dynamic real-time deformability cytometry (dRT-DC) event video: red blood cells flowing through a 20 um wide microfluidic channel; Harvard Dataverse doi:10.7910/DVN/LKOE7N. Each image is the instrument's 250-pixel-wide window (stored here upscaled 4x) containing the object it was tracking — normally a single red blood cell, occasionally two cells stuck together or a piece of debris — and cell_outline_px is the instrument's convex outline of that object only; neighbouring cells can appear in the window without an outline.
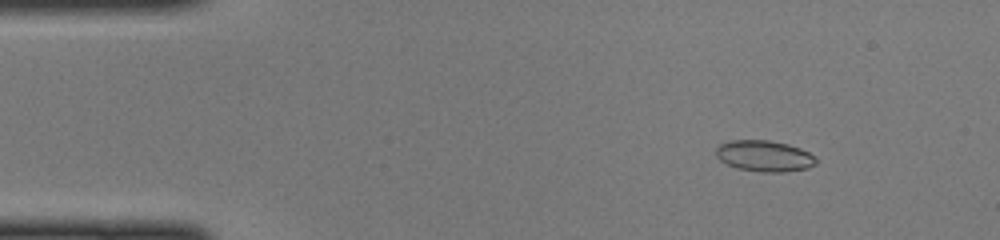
{"species": "common noctule bat (a hibernating species)", "species_latin": "Nyctalus noctula", "temperature_condition": "cold", "stored_images_in_passage": 47, "camera_frame_rate_fps": 3000, "um_per_image_px": 0.085, "animal": {"sex": "female", "body_mass_g": 22.0, "forearm_length_mm": 56.7}, "frame": {"image": 1, "passage_image": 6, "time_ms": 1.667, "image_size_px": [1000, 240], "cell_outline_px": [[816, 164], [808, 168], [784, 172], [764, 172], [736, 168], [720, 160], [716, 156], [716, 148], [720, 144], [728, 140], [768, 140], [788, 144], [800, 148], [808, 152], [816, 160]], "centroid_in_image_um": [64.95, 13.25], "position_along_channel_um": 20.1, "area_um2": 18.09}}
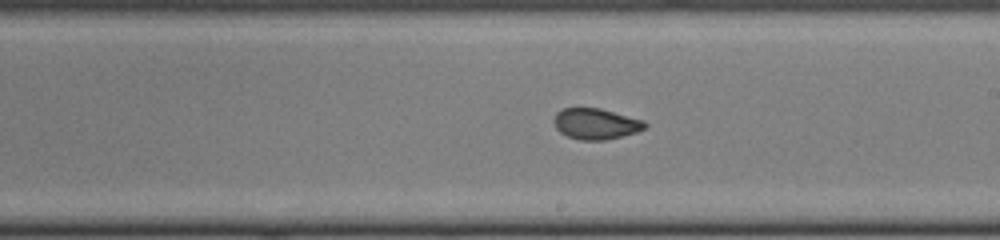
{"frame": {"image": 2, "passage_image": 27, "time_ms": 8.667, "image_size_px": [1000, 240], "cell_outline_px": [[648, 124], [644, 128], [636, 132], [604, 140], [580, 140], [568, 136], [560, 132], [556, 128], [552, 120], [556, 112], [564, 108], [600, 108], [644, 120]], "centroid_in_image_um": [50.62, 10.51], "position_along_channel_um": 238.4, "area_um2": 16.36}}
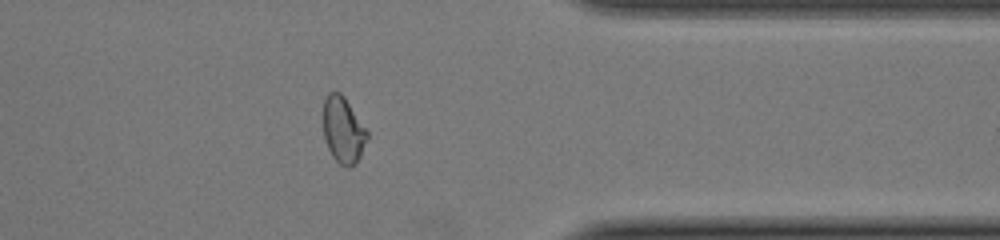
{"frame": {"image": 3, "passage_image": 38, "time_ms": 12.333, "image_size_px": [1000, 240], "cell_outline_px": [[368, 140], [356, 164], [348, 168], [340, 164], [332, 156], [324, 140], [324, 100], [328, 92], [340, 92], [344, 96], [368, 132]], "centroid_in_image_um": [29.18, 11.07], "position_along_channel_um": 382.2, "area_um2": 16.94}}